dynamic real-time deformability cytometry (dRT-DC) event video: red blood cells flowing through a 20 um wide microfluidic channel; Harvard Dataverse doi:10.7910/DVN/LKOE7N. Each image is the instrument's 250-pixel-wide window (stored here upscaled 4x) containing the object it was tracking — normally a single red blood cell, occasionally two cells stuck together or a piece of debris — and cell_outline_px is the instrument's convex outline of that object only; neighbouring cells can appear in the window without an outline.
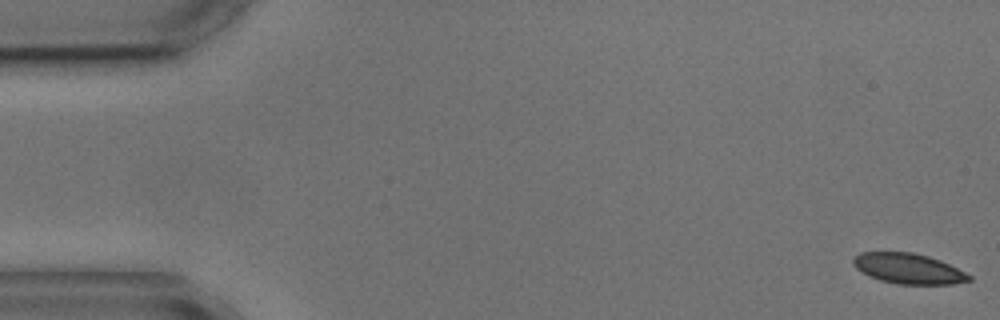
{"species": "common noctule bat (a hibernating species)", "species_latin": "Nyctalus noctula", "temperature_condition": "cold", "stored_images_in_passage": 5, "camera_frame_rate_fps": 3000, "um_per_image_px": 0.085, "animal": {"sex": "male", "body_mass_g": 17.9, "forearm_length_mm": 54.2}, "frame": {"image": 1, "passage_image": 1, "time_ms": 0.0, "image_size_px": [1000, 320], "cell_outline_px": [[972, 280], [952, 284], [896, 284], [880, 280], [868, 276], [856, 268], [852, 264], [852, 260], [860, 252], [912, 252], [928, 256], [940, 260], [972, 276]], "centroid_in_image_um": [77.19, 22.83], "position_along_channel_um": 7.8, "area_um2": 20.46}}
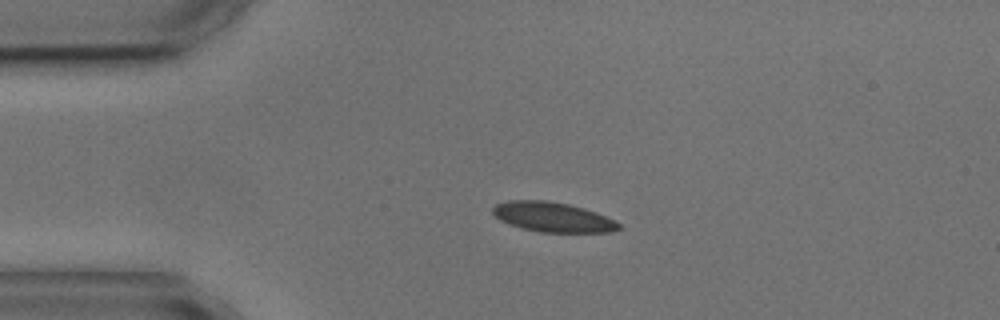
{"frame": {"image": 2, "passage_image": 4, "time_ms": 3.667, "image_size_px": [1000, 320], "cell_outline_px": [[624, 228], [612, 232], [540, 232], [508, 224], [500, 220], [492, 212], [492, 208], [496, 204], [508, 200], [548, 200], [568, 204], [584, 208], [596, 212], [620, 224]], "centroid_in_image_um": [46.98, 18.45], "position_along_channel_um": 38.0, "area_um2": 21.85}}